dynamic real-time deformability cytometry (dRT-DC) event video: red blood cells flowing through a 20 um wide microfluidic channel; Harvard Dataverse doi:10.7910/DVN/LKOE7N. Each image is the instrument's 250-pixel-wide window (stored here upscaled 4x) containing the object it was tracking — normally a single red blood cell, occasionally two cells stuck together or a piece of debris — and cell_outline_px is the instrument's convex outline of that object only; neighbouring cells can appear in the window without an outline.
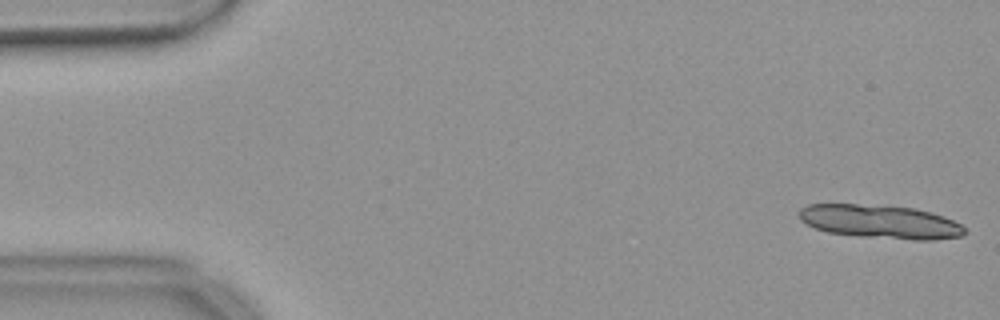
{"species": "common noctule bat (a hibernating species)", "species_latin": "Nyctalus noctula", "temperature_condition": "warm", "stored_images_in_passage": 53, "segment_of_instrument_passage": [1, 2], "camera_frame_rate_fps": 3000, "um_per_image_px": 0.085, "animal": {"sex": "female", "body_mass_g": 18.4}, "frame": {"image": 1, "passage_image": 1, "time_ms": 0.0, "image_size_px": [1000, 320], "cell_outline_px": [[968, 232], [960, 236], [932, 240], [912, 240], [856, 236], [828, 232], [816, 228], [800, 220], [800, 208], [808, 204], [856, 204], [916, 208], [932, 212], [944, 216], [960, 224]], "centroid_in_image_um": [74.84, 18.85], "position_along_channel_um": 10.2, "area_um2": 32.43}}